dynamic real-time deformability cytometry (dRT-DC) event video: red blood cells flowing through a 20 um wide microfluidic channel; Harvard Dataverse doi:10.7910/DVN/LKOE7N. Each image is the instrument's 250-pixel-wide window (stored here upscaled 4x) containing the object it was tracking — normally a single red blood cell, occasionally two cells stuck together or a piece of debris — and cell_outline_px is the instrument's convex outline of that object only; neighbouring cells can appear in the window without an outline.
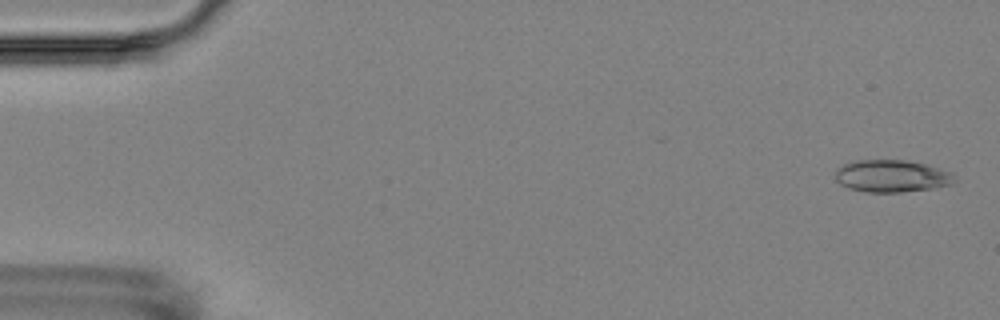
{"species": "Egyptian fruit bat (a non-hibernating species)", "species_latin": "Rousettus aegyptiacus", "temperature_condition": "room temperature", "stored_images_in_passage": 5, "camera_frame_rate_fps": 3000, "um_per_image_px": 0.085, "animal": {"sex": "female"}, "frame": {"image": 1, "passage_image": 1, "time_ms": 0.0, "image_size_px": [1000, 320], "cell_outline_px": [[956, 180], [952, 184], [932, 188], [900, 192], [864, 192], [848, 188], [840, 184], [836, 180], [836, 168], [844, 164], [856, 160], [904, 160], [924, 164], [952, 172]], "centroid_in_image_um": [75.77, 14.97], "position_along_channel_um": 9.2, "area_um2": 22.37}}